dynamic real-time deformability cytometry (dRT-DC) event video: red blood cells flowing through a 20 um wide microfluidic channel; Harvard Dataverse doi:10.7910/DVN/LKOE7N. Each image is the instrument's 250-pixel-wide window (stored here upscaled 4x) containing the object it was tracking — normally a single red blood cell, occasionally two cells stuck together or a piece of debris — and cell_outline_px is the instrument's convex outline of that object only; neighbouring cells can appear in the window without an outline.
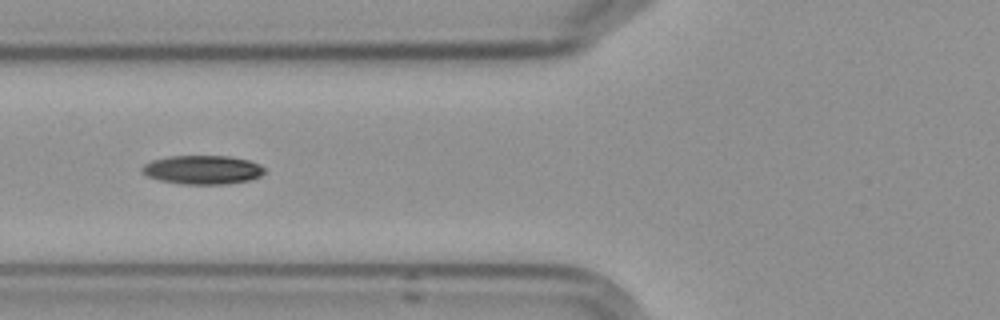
{"species": "Egyptian fruit bat (a non-hibernating species)", "species_latin": "Rousettus aegyptiacus", "temperature_condition": "cold", "stored_images_in_passage": 9, "camera_frame_rate_fps": 3000, "um_per_image_px": 0.085, "frame": {"image": 1, "passage_image": 7, "time_ms": 7.0, "image_size_px": [1000, 320], "cell_outline_px": [[264, 172], [260, 176], [248, 180], [224, 184], [180, 184], [160, 180], [148, 176], [140, 172], [140, 168], [144, 164], [152, 160], [172, 156], [228, 156], [248, 160], [260, 164], [264, 168]], "centroid_in_image_um": [17.19, 14.43], "position_along_channel_um": 108.6, "area_um2": 20.52}}
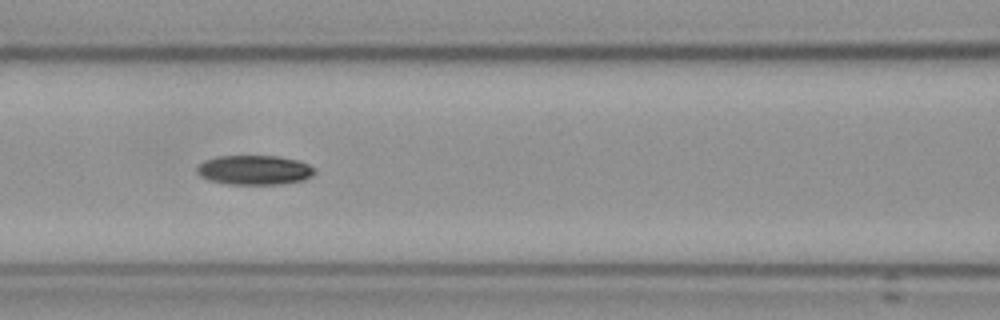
{"frame": {"image": 2, "passage_image": 8, "time_ms": 8.0, "image_size_px": [1000, 320], "cell_outline_px": [[316, 172], [312, 176], [304, 180], [280, 184], [228, 184], [208, 180], [200, 176], [196, 172], [196, 168], [204, 160], [216, 156], [276, 156], [296, 160], [308, 164], [316, 168]], "centroid_in_image_um": [21.62, 14.45], "position_along_channel_um": 145.0, "area_um2": 20.35}}